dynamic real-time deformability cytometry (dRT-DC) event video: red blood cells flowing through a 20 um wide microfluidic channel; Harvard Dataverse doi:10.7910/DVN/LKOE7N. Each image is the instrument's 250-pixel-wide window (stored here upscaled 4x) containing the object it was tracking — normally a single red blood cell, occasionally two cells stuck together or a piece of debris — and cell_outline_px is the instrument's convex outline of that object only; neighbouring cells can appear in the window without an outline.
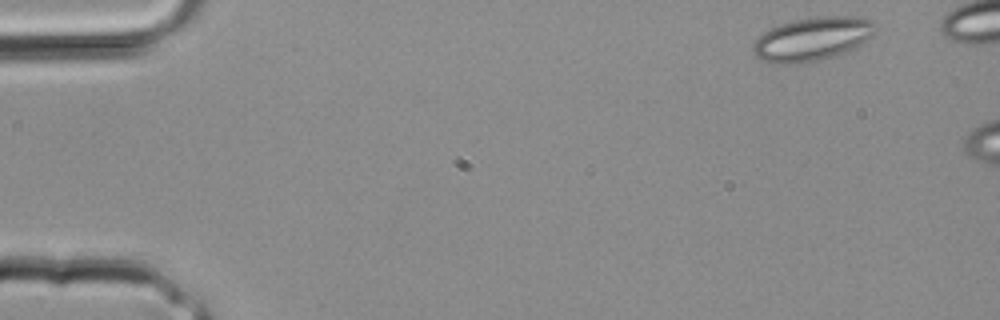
{"species": "common noctule bat (a hibernating species)", "species_latin": "Nyctalus noctula", "temperature_condition": "room temperature", "stored_images_in_passage": 5, "camera_frame_rate_fps": 3000, "um_per_image_px": 0.085, "animal": {"sex": "male", "body_mass_g": 20.4}, "frame": {"image": 1, "passage_image": 1, "time_ms": 0.0, "image_size_px": [1000, 320], "cell_outline_px": [[880, 24], [876, 32], [872, 36], [860, 44], [836, 56], [800, 64], [776, 64], [764, 60], [756, 56], [752, 52], [752, 44], [764, 32], [772, 28], [792, 20], [828, 16], [856, 16], [872, 20]], "centroid_in_image_um": [69.09, 3.31], "position_along_channel_um": 15.9, "area_um2": 31.15}}